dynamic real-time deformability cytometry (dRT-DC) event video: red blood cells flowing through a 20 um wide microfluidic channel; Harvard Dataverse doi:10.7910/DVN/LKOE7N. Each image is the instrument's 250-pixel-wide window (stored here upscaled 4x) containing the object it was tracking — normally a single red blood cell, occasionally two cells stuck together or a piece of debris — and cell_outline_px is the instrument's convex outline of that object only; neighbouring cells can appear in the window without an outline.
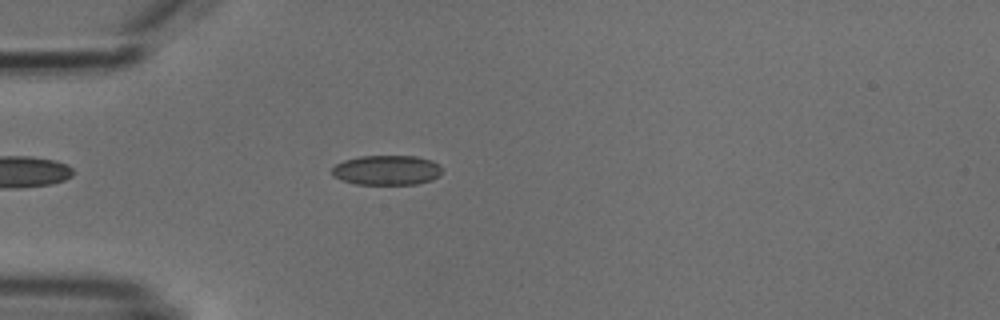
{"species": "common noctule bat (a hibernating species)", "species_latin": "Nyctalus noctula", "temperature_condition": "cold", "stored_images_in_passage": 5, "camera_frame_rate_fps": 3000, "um_per_image_px": 0.085, "animal": {"sex": "male", "body_mass_g": 18.8}, "frame": {"image": 1, "passage_image": 4, "time_ms": 4.333, "image_size_px": [1000, 320], "cell_outline_px": [[444, 168], [440, 176], [432, 180], [416, 184], [356, 184], [332, 176], [332, 168], [336, 164], [344, 160], [360, 156], [416, 156], [432, 160], [440, 164]], "centroid_in_image_um": [32.93, 14.46], "position_along_channel_um": 52.1, "area_um2": 19.31}}